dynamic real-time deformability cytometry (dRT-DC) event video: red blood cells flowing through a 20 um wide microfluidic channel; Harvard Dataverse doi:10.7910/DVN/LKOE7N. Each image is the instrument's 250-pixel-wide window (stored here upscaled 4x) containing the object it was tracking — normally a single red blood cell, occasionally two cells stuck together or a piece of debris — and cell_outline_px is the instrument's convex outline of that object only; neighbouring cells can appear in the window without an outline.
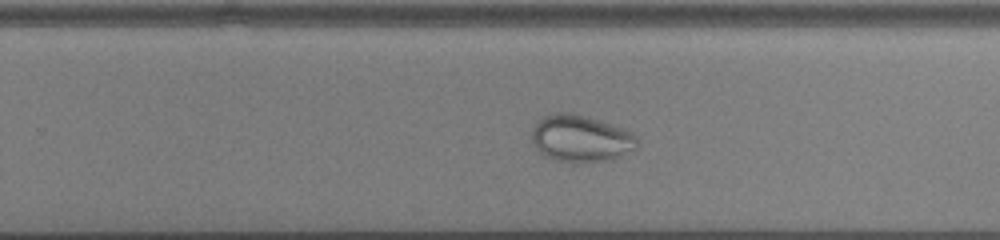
{"species": "common noctule bat (a hibernating species)", "species_latin": "Nyctalus noctula", "temperature_condition": "cold", "stored_images_in_passage": 45, "camera_frame_rate_fps": 3000, "um_per_image_px": 0.085, "animal": {"sex": "male", "body_mass_g": 13.0, "forearm_length_mm": 53.1}, "frame": {"image": 1, "passage_image": 26, "time_ms": 8.333, "image_size_px": [1000, 240], "cell_outline_px": [[636, 148], [612, 160], [572, 164], [556, 160], [544, 156], [532, 144], [532, 128], [544, 116], [556, 112], [568, 112], [584, 116], [620, 128], [636, 136]], "centroid_in_image_um": [49.31, 11.81], "position_along_channel_um": 280.5, "area_um2": 28.61}}